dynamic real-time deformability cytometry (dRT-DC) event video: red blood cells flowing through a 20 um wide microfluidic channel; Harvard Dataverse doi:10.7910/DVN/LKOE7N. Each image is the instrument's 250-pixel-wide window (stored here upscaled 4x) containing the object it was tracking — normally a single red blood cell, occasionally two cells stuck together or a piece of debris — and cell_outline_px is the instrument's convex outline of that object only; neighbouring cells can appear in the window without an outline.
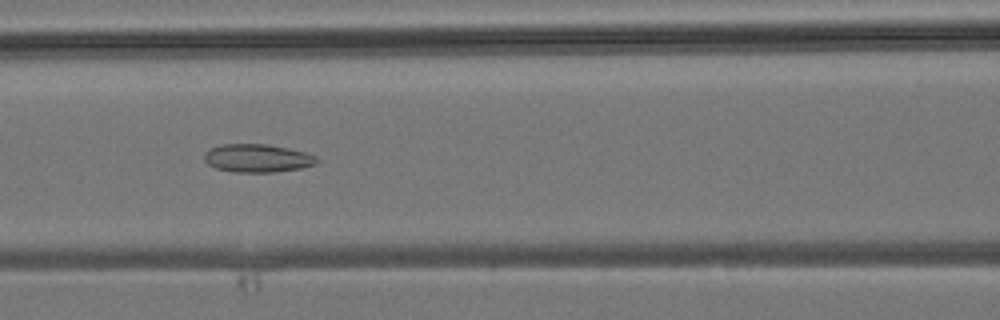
{"species": "common noctule bat (a hibernating species)", "species_latin": "Nyctalus noctula", "temperature_condition": "room temperature", "stored_images_in_passage": 45, "camera_frame_rate_fps": 3000, "um_per_image_px": 0.085, "animal": {"sex": "male", "body_mass_g": 19.2, "forearm_length_mm": 51.8}, "frame": {"image": 1, "passage_image": 19, "time_ms": 6.0, "image_size_px": [1000, 320], "cell_outline_px": [[320, 160], [316, 164], [300, 168], [272, 172], [236, 172], [216, 168], [208, 164], [204, 160], [204, 152], [220, 144], [268, 144], [288, 148], [304, 152], [316, 156]], "centroid_in_image_um": [21.88, 13.44], "position_along_channel_um": 144.7, "area_um2": 18.44}}
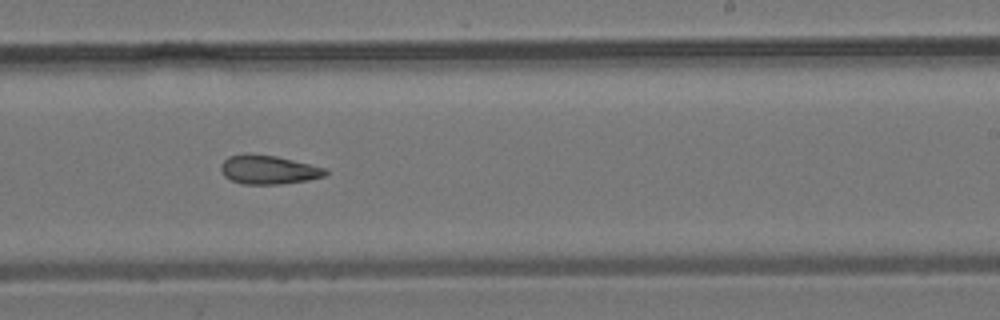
{"frame": {"image": 2, "passage_image": 27, "time_ms": 8.667, "image_size_px": [1000, 320], "cell_outline_px": [[328, 172], [324, 176], [308, 180], [280, 184], [244, 184], [232, 180], [224, 176], [220, 168], [220, 164], [228, 156], [276, 156], [324, 168]], "centroid_in_image_um": [22.82, 14.46], "position_along_channel_um": 266.2, "area_um2": 16.88}}
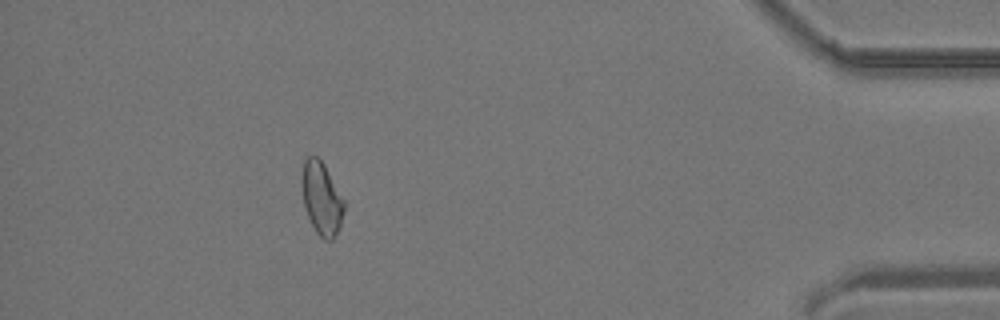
{"frame": {"image": 3, "passage_image": 40, "time_ms": 13.0, "image_size_px": [1000, 320], "cell_outline_px": [[344, 212], [340, 224], [332, 240], [324, 240], [316, 232], [308, 216], [304, 204], [300, 180], [304, 160], [308, 156], [316, 156], [324, 164], [344, 200]], "centroid_in_image_um": [27.31, 16.84], "position_along_channel_um": 407.9, "area_um2": 17.74}}